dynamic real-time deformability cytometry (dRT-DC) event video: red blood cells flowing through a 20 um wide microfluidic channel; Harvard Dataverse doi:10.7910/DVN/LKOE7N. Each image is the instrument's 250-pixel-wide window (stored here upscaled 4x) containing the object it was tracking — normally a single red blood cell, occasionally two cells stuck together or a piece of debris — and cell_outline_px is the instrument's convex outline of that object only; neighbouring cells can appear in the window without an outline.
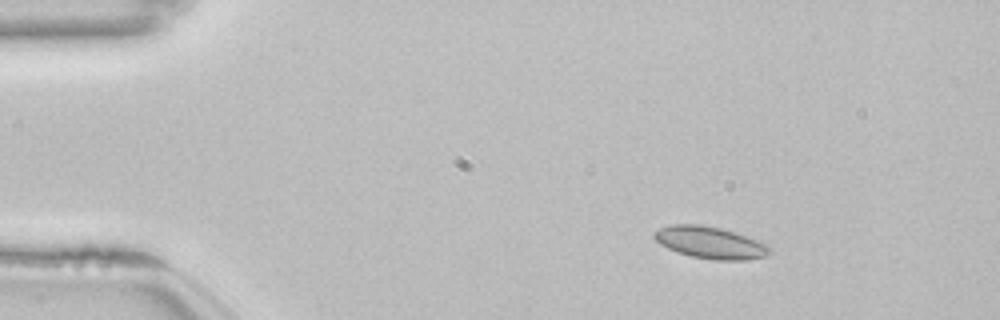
{"species": "common noctule bat (a hibernating species)", "species_latin": "Nyctalus noctula", "temperature_condition": "room temperature", "stored_images_in_passage": 47, "camera_frame_rate_fps": 3000, "um_per_image_px": 0.085, "animal": {"sex": "female", "body_mass_g": 22.7, "forearm_length_mm": 54.2}, "frame": {"image": 1, "passage_image": 1, "time_ms": 0.0, "image_size_px": [1000, 320], "cell_outline_px": [[772, 252], [764, 256], [748, 260], [716, 260], [692, 256], [676, 252], [660, 244], [652, 236], [652, 232], [668, 224], [700, 224], [720, 228], [736, 232], [760, 240], [768, 244], [772, 248]], "centroid_in_image_um": [60.39, 20.61], "position_along_channel_um": 24.6, "area_um2": 21.85}}
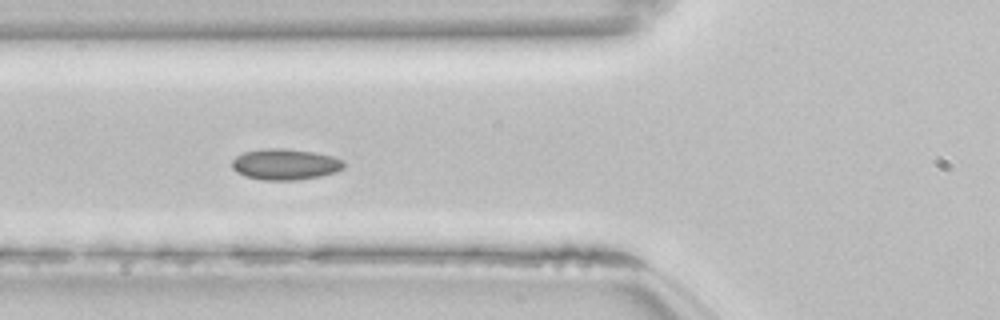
{"frame": {"image": 2, "passage_image": 13, "time_ms": 4.0, "image_size_px": [1000, 320], "cell_outline_px": [[344, 168], [336, 172], [320, 176], [296, 180], [260, 180], [244, 176], [236, 172], [232, 168], [232, 160], [236, 156], [244, 152], [268, 148], [284, 148], [312, 152], [332, 156], [344, 160]], "centroid_in_image_um": [24.23, 13.97], "position_along_channel_um": 101.6, "area_um2": 20.29}}
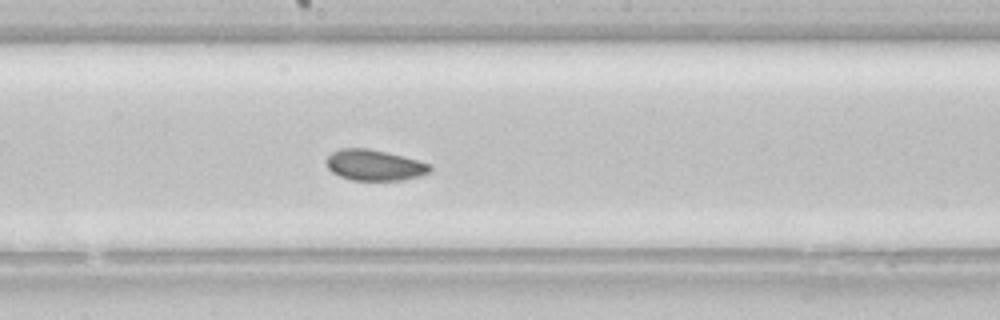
{"frame": {"image": 3, "passage_image": 22, "time_ms": 7.0, "image_size_px": [1000, 320], "cell_outline_px": [[432, 168], [428, 172], [416, 176], [400, 180], [352, 180], [340, 176], [332, 172], [328, 168], [328, 156], [332, 152], [340, 148], [368, 148], [404, 156], [432, 164]], "centroid_in_image_um": [31.83, 14.02], "position_along_channel_um": 216.4, "area_um2": 18.44}, "authors_computed_cell_mechanics": {"area_um2": 19.7676, "velocity_mm_per_s": 3.811, "shape_relaxation_time_tau1_ms": null, "shape_relaxation_time_tau2_ms": 1.8477, "deformation_change_tau1": null, "deformation_change_tau2": 0.0584}}